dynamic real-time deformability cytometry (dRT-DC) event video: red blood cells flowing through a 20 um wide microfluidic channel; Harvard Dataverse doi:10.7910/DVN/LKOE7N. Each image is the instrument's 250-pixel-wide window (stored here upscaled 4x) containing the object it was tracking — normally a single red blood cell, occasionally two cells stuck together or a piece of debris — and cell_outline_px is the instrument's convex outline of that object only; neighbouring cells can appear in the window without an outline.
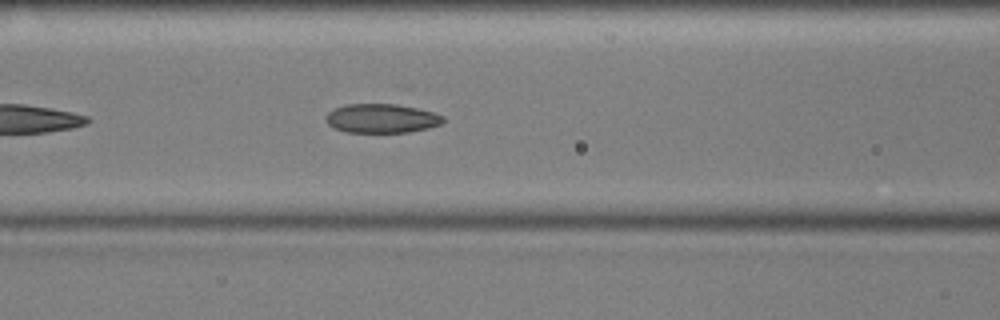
{"species": "common noctule bat (a hibernating species)", "species_latin": "Nyctalus noctula", "temperature_condition": "cold", "stored_images_in_passage": 38, "camera_frame_rate_fps": 3000, "um_per_image_px": 0.085, "animal": {"sex": "male", "body_mass_g": 17.9, "forearm_length_mm": 54.2}, "frame": {"image": 1, "passage_image": 10, "time_ms": 3.0, "image_size_px": [1000, 320], "cell_outline_px": [[444, 120], [440, 124], [428, 128], [408, 132], [344, 132], [332, 128], [324, 120], [328, 112], [336, 108], [348, 104], [396, 104], [416, 108], [432, 112], [444, 116]], "centroid_in_image_um": [32.4, 10.07], "position_along_channel_um": 134.2, "area_um2": 19.83}}
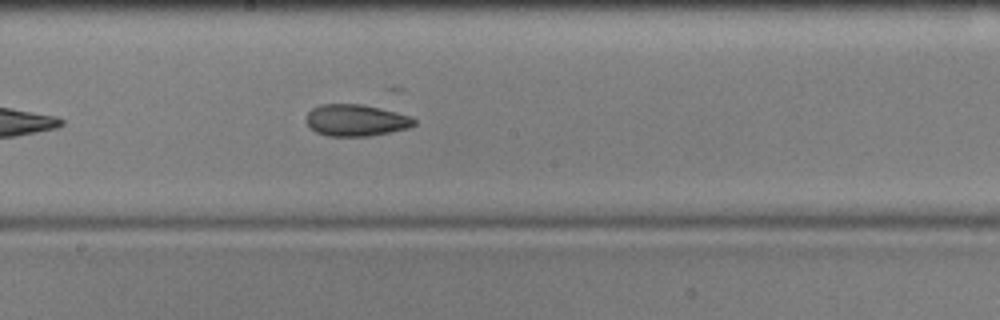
{"frame": {"image": 2, "passage_image": 17, "time_ms": 5.333, "image_size_px": [1000, 320], "cell_outline_px": [[416, 124], [408, 128], [372, 136], [328, 136], [316, 132], [304, 120], [308, 112], [312, 108], [320, 104], [364, 104], [412, 116], [416, 120]], "centroid_in_image_um": [30.26, 10.22], "position_along_channel_um": 217.9, "area_um2": 20.11}}
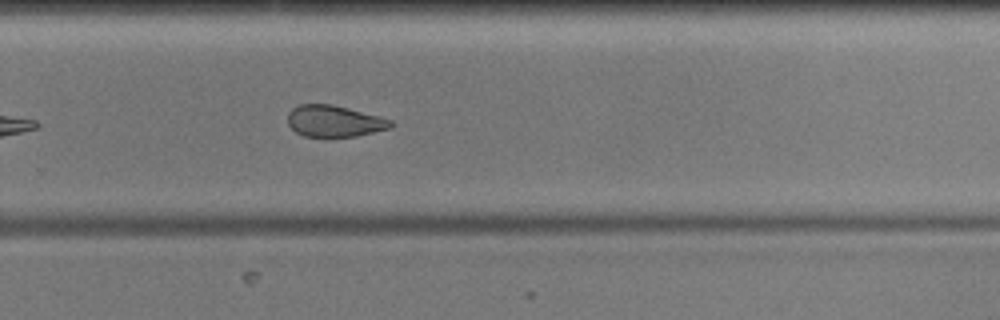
{"frame": {"image": 3, "passage_image": 24, "time_ms": 7.667, "image_size_px": [1000, 320], "cell_outline_px": [[392, 128], [356, 136], [324, 140], [304, 136], [296, 132], [288, 124], [288, 112], [292, 108], [300, 104], [332, 104], [380, 116], [392, 120]], "centroid_in_image_um": [28.4, 10.34], "position_along_channel_um": 301.4, "area_um2": 19.59}, "authors_computed_cell_mechanics": {"area_um2": 20.4323, "velocity_mm_per_s": 3.5933, "shape_relaxation_time_tau1_ms": 10.1747, "shape_relaxation_time_tau2_ms": 4.3738, "deformation_change_tau1": 0.1868, "deformation_change_tau2": 0.1148}}